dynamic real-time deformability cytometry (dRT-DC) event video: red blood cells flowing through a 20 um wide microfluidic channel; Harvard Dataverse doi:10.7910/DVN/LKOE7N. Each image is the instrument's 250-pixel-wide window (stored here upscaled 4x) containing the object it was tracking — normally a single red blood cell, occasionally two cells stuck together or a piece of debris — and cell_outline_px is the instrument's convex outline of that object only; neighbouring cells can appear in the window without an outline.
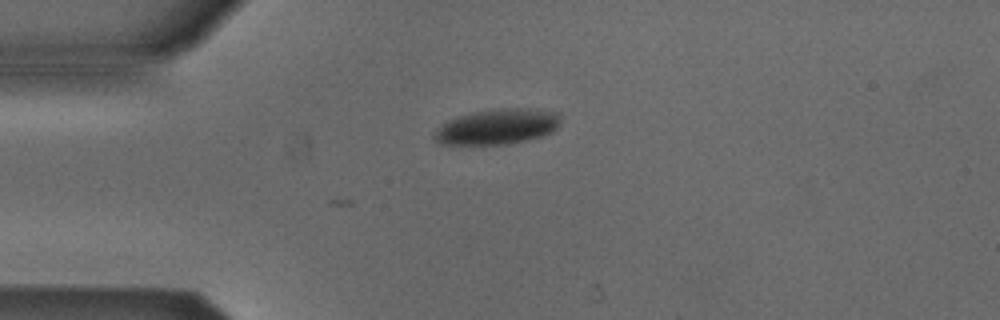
{"species": "Egyptian fruit bat (a non-hibernating species)", "species_latin": "Rousettus aegyptiacus", "temperature_condition": "cold", "stored_images_in_passage": 5, "camera_frame_rate_fps": 3000, "um_per_image_px": 0.085, "animal": {"sex": "male"}, "frame": {"image": 1, "passage_image": 5, "time_ms": 1.333, "image_size_px": [1000, 320], "cell_outline_px": [[560, 124], [552, 132], [540, 136], [508, 144], [460, 148], [440, 144], [432, 136], [436, 128], [448, 120], [460, 116], [476, 112], [500, 108], [536, 108], [560, 112]], "centroid_in_image_um": [42.22, 10.81], "position_along_channel_um": 42.8, "area_um2": 26.99}}